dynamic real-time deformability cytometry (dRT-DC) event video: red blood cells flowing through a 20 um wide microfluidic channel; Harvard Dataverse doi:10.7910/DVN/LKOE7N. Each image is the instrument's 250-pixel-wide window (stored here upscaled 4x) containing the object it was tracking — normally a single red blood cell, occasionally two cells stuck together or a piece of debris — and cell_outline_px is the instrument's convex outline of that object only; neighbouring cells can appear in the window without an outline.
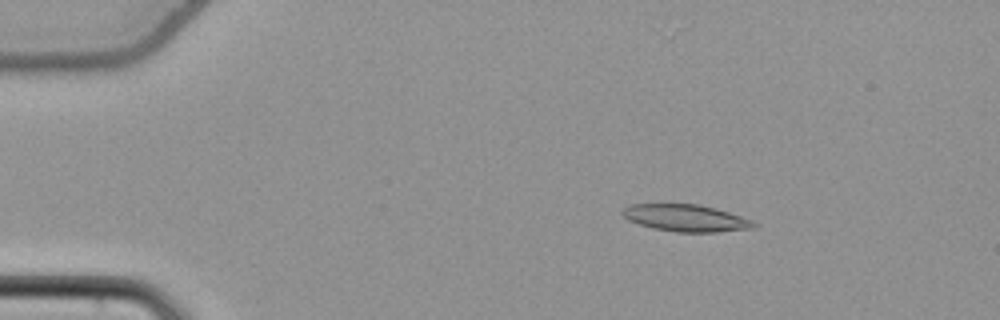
{"species": "common noctule bat (a hibernating species)", "species_latin": "Nyctalus noctula", "temperature_condition": "cold", "stored_images_in_passage": 56, "camera_frame_rate_fps": 3000, "um_per_image_px": 0.085, "animal": {"sex": "female", "body_mass_g": 22.7, "forearm_length_mm": 54.2}, "frame": {"image": 1, "passage_image": 10, "time_ms": 3.0, "image_size_px": [1000, 320], "cell_outline_px": [[760, 224], [756, 228], [716, 232], [676, 232], [652, 228], [628, 220], [620, 212], [628, 204], [700, 204], [716, 208], [752, 220]], "centroid_in_image_um": [58.32, 18.53], "position_along_channel_um": 26.7, "area_um2": 20.81}}
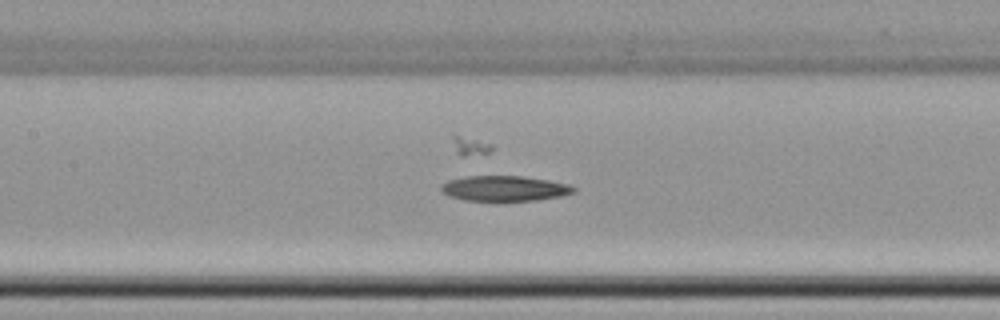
{"frame": {"image": 2, "passage_image": 27, "time_ms": 8.667, "image_size_px": [1000, 320], "cell_outline_px": [[576, 192], [560, 196], [536, 200], [464, 200], [448, 196], [440, 188], [440, 184], [448, 180], [464, 176], [520, 176], [548, 180], [568, 184], [576, 188]], "centroid_in_image_um": [42.86, 16.0], "position_along_channel_um": 164.5, "area_um2": 19.42}}
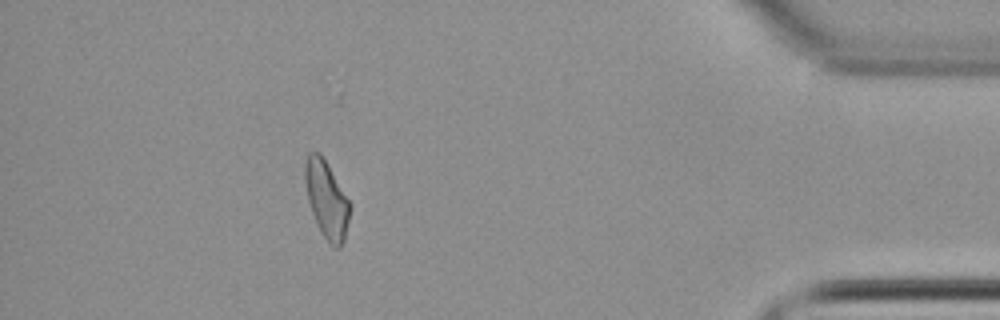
{"frame": {"image": 3, "passage_image": 50, "time_ms": 16.333, "image_size_px": [1000, 320], "cell_outline_px": [[352, 208], [344, 240], [340, 248], [332, 248], [316, 224], [308, 200], [304, 180], [304, 164], [308, 152], [320, 152], [328, 164], [352, 204]], "centroid_in_image_um": [27.77, 16.95], "position_along_channel_um": 407.4, "area_um2": 20.58}}